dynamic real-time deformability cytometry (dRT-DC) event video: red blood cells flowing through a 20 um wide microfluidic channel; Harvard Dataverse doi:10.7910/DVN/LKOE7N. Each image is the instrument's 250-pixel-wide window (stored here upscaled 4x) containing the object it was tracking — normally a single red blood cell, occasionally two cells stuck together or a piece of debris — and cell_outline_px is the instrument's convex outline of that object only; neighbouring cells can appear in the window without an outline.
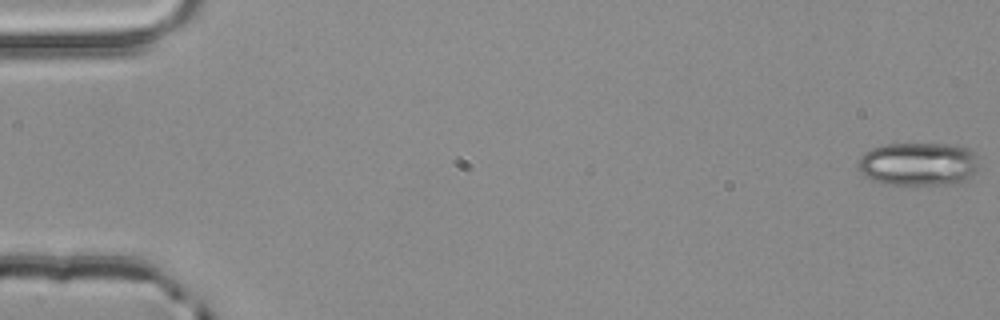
{"species": "common noctule bat (a hibernating species)", "species_latin": "Nyctalus noctula", "temperature_condition": "room temperature", "stored_images_in_passage": 4, "camera_frame_rate_fps": 3000, "um_per_image_px": 0.085, "animal": {"sex": "male", "body_mass_g": 20.4}, "frame": {"image": 1, "passage_image": 1, "time_ms": 0.0, "image_size_px": [1000, 320], "cell_outline_px": [[976, 168], [964, 180], [956, 184], [884, 184], [872, 180], [860, 172], [856, 168], [856, 160], [864, 152], [872, 148], [884, 144], [952, 144], [968, 148], [976, 156]], "centroid_in_image_um": [77.97, 13.93], "position_along_channel_um": 7.0, "area_um2": 30.52}}